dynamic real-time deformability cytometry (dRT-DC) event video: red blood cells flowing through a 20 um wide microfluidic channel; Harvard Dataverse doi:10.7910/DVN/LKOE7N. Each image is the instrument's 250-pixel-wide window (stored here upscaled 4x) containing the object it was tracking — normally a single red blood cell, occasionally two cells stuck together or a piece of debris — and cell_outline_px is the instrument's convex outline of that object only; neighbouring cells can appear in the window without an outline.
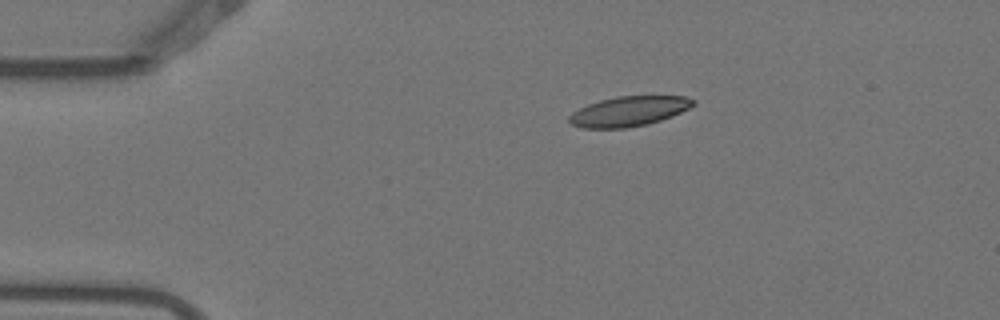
{"species": "Egyptian fruit bat (a non-hibernating species)", "species_latin": "Rousettus aegyptiacus", "temperature_condition": "warm", "stored_images_in_passage": 4, "camera_frame_rate_fps": 3000, "um_per_image_px": 0.085, "animal": {"sex": "female"}, "frame": {"image": 1, "passage_image": 1, "time_ms": 0.0, "image_size_px": [1000, 320], "cell_outline_px": [[696, 104], [672, 116], [648, 124], [628, 128], [584, 128], [572, 124], [568, 120], [568, 116], [572, 112], [588, 104], [600, 100], [616, 96], [684, 96], [696, 100]], "centroid_in_image_um": [53.45, 9.46], "position_along_channel_um": 31.6, "area_um2": 21.62}}
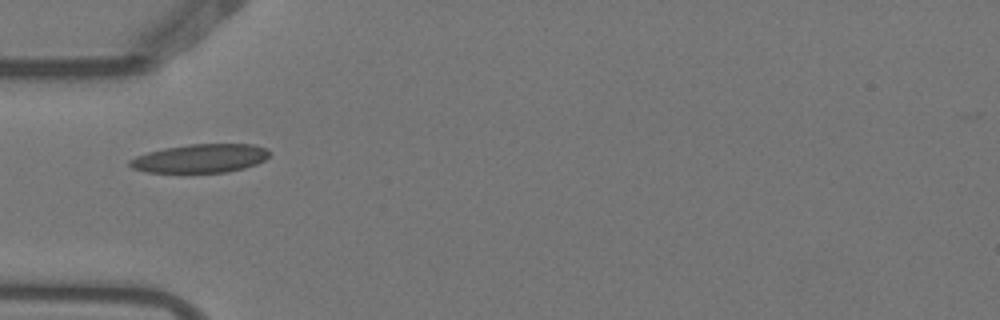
{"frame": {"image": 2, "passage_image": 3, "time_ms": 0.667, "image_size_px": [1000, 320], "cell_outline_px": [[272, 152], [264, 160], [256, 164], [244, 168], [224, 172], [148, 172], [132, 168], [128, 164], [128, 160], [136, 156], [148, 152], [164, 148], [188, 144], [252, 144], [268, 148]], "centroid_in_image_um": [17.04, 13.45], "position_along_channel_um": 68.0, "area_um2": 23.29}}
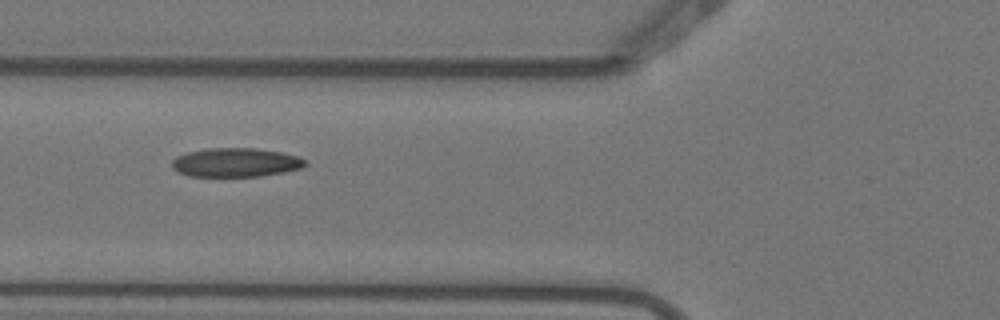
{"frame": {"image": 3, "passage_image": 4, "time_ms": 1.0, "image_size_px": [1000, 320], "cell_outline_px": [[308, 164], [300, 168], [284, 172], [260, 176], [188, 176], [172, 168], [172, 160], [176, 156], [188, 152], [208, 148], [256, 148], [280, 152], [296, 156], [304, 160]], "centroid_in_image_um": [20.01, 13.81], "position_along_channel_um": 105.8, "area_um2": 22.31}}